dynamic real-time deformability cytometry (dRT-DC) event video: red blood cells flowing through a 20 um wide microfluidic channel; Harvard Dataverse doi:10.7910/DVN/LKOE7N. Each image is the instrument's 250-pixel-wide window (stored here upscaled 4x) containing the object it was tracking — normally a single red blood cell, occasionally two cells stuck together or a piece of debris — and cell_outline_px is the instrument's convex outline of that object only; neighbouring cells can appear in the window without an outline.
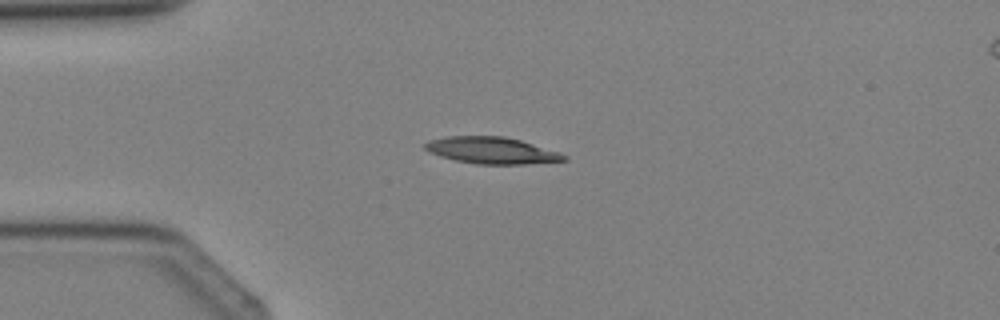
{"species": "Egyptian fruit bat (a non-hibernating species)", "species_latin": "Rousettus aegyptiacus", "temperature_condition": "cold", "stored_images_in_passage": 3, "camera_frame_rate_fps": 3000, "um_per_image_px": 0.085, "animal": {"sex": "female"}, "frame": {"image": 1, "passage_image": 2, "time_ms": 1.0, "image_size_px": [1000, 320], "cell_outline_px": [[568, 160], [524, 164], [476, 164], [456, 160], [440, 156], [428, 152], [424, 148], [424, 144], [428, 140], [448, 136], [504, 136], [520, 140], [560, 152], [568, 156]], "centroid_in_image_um": [41.79, 12.78], "position_along_channel_um": 43.2, "area_um2": 21.62}}